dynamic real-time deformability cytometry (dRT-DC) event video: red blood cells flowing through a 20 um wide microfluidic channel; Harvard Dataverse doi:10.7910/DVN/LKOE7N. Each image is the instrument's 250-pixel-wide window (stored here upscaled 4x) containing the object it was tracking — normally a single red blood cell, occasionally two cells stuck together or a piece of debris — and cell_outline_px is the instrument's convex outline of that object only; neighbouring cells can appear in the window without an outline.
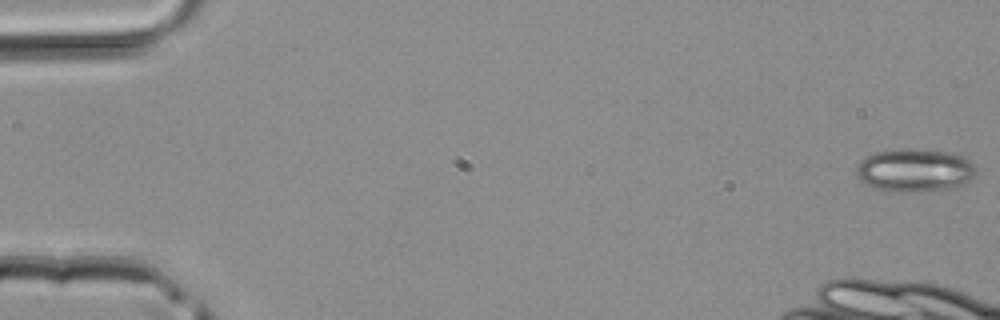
{"species": "common noctule bat (a hibernating species)", "species_latin": "Nyctalus noctula", "temperature_condition": "room temperature", "stored_images_in_passage": 13, "camera_frame_rate_fps": 3000, "um_per_image_px": 0.085, "animal": {"sex": "male", "body_mass_g": 20.4}, "frame": {"image": 1, "passage_image": 1, "time_ms": 0.0, "image_size_px": [1000, 320], "cell_outline_px": [[976, 172], [968, 180], [956, 188], [876, 188], [864, 184], [856, 172], [856, 168], [860, 160], [876, 152], [896, 148], [908, 148], [944, 152], [964, 156], [972, 164]], "centroid_in_image_um": [77.73, 14.39], "position_along_channel_um": 7.3, "area_um2": 28.55}}